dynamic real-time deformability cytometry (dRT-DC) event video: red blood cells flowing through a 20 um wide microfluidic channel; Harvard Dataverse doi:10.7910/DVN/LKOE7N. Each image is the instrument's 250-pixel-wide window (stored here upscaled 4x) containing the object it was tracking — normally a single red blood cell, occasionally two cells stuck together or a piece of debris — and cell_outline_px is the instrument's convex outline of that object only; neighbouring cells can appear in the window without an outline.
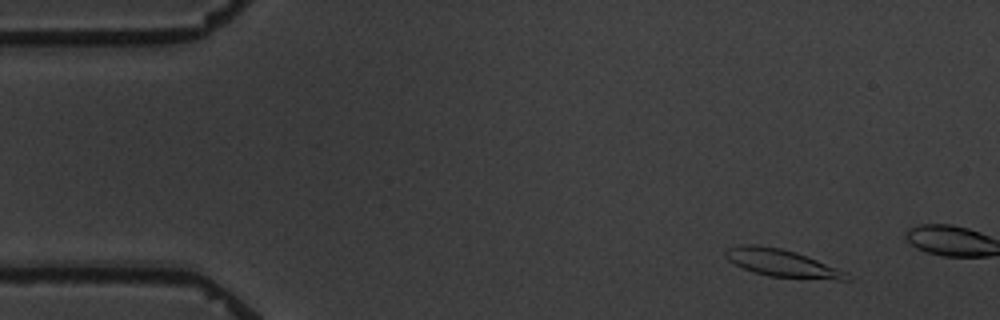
{"species": "common noctule bat (a hibernating species)", "species_latin": "Nyctalus noctula", "temperature_condition": "warm", "stored_images_in_passage": 4, "camera_frame_rate_fps": 3000, "um_per_image_px": 0.085, "animal": {"sex": "male", "body_mass_g": 19.5, "forearm_length_mm": 54.6}, "frame": {"image": 1, "passage_image": 2, "time_ms": 1.333, "image_size_px": [1000, 320], "cell_outline_px": [[852, 280], [836, 280], [768, 276], [752, 272], [728, 260], [724, 256], [724, 252], [728, 248], [744, 244], [756, 244], [780, 248], [796, 252], [848, 272]], "centroid_in_image_um": [66.48, 22.37], "position_along_channel_um": 18.5, "area_um2": 19.42}}